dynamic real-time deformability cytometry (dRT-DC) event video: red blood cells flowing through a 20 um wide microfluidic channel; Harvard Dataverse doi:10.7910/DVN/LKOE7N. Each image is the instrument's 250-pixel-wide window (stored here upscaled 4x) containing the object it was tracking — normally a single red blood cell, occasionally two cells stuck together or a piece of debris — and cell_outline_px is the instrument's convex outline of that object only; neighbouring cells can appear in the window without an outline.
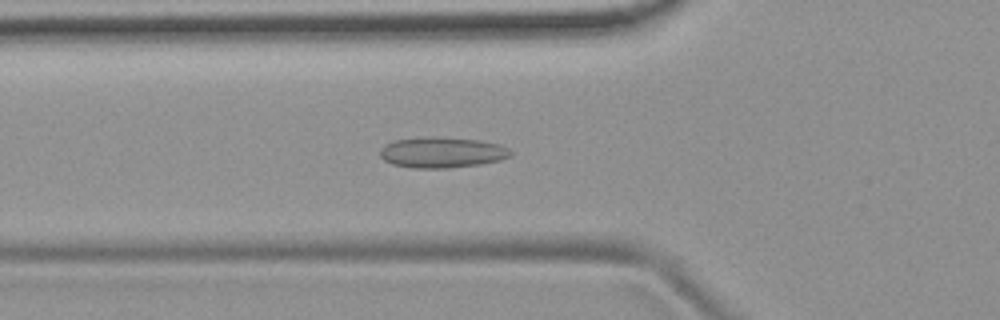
{"species": "common noctule bat (a hibernating species)", "species_latin": "Nyctalus noctula", "temperature_condition": "room temperature", "stored_images_in_passage": 48, "camera_frame_rate_fps": 3000, "um_per_image_px": 0.085, "animal": {"sex": "female", "body_mass_g": 19.9}, "frame": {"image": 1, "passage_image": 14, "time_ms": 4.333, "image_size_px": [1000, 320], "cell_outline_px": [[512, 156], [500, 160], [480, 164], [448, 168], [412, 168], [392, 164], [384, 160], [380, 156], [380, 148], [384, 144], [392, 140], [428, 136], [436, 136], [480, 140], [500, 144], [508, 148], [512, 152]], "centroid_in_image_um": [37.55, 12.94], "position_along_channel_um": 88.2, "area_um2": 23.76}}
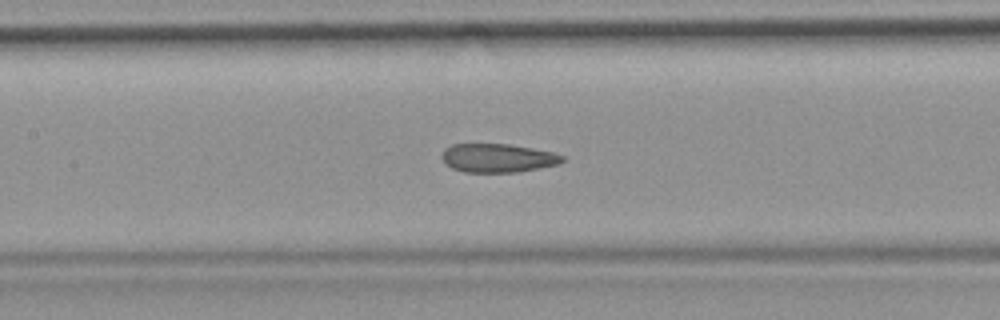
{"frame": {"image": 2, "passage_image": 20, "time_ms": 6.333, "image_size_px": [1000, 320], "cell_outline_px": [[564, 160], [560, 164], [520, 172], [464, 172], [452, 168], [440, 156], [444, 148], [452, 144], [508, 144], [532, 148], [552, 152], [564, 156]], "centroid_in_image_um": [42.32, 13.43], "position_along_channel_um": 165.1, "area_um2": 20.17}}
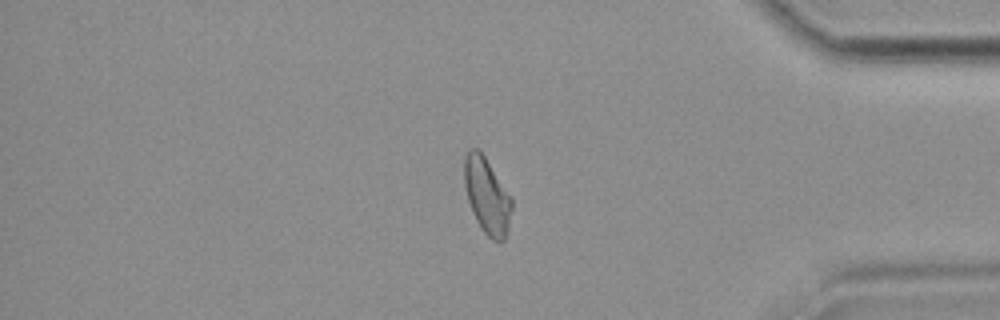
{"frame": {"image": 3, "passage_image": 40, "time_ms": 13.0, "image_size_px": [1000, 320], "cell_outline_px": [[512, 208], [508, 228], [504, 240], [492, 240], [480, 228], [472, 212], [468, 200], [464, 184], [464, 156], [472, 148], [476, 148], [484, 156], [512, 196]], "centroid_in_image_um": [41.39, 16.64], "position_along_channel_um": 393.8, "area_um2": 20.92}, "authors_computed_cell_mechanics": {"area_um2": 21.386, "velocity_mm_per_s": 3.8241, "shape_relaxation_time_tau1_ms": null, "shape_relaxation_time_tau2_ms": 1.9996, "deformation_change_tau1": null, "deformation_change_tau2": 0.0836}}